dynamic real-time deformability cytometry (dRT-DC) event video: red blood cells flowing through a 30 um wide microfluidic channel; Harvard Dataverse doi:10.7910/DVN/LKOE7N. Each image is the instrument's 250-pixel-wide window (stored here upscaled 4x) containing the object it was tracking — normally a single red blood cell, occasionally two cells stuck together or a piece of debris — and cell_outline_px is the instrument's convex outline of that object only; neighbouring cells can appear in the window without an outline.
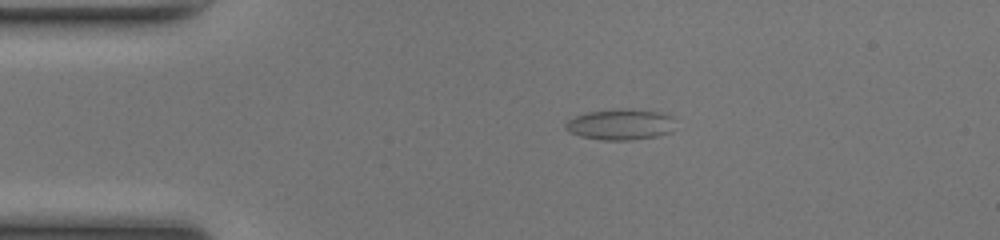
{"species": "common noctule bat (a hibernating species)", "species_latin": "Nyctalus noctula", "temperature_condition": "room temperature", "stored_images_in_passage": 41, "camera_frame_rate_fps": 3000, "um_per_image_px": 0.085, "animal": {"sex": "female", "body_mass_g": 17.0, "forearm_length_mm": 48.0}, "frame": {"image": 1, "passage_image": 1, "time_ms": 0.0, "image_size_px": [1000, 240], "cell_outline_px": [[672, 132], [656, 136], [632, 140], [604, 140], [580, 136], [564, 128], [564, 124], [568, 120], [576, 116], [588, 112], [660, 112], [672, 116]], "centroid_in_image_um": [52.71, 10.64], "position_along_channel_um": 32.3, "area_um2": 18.55}}
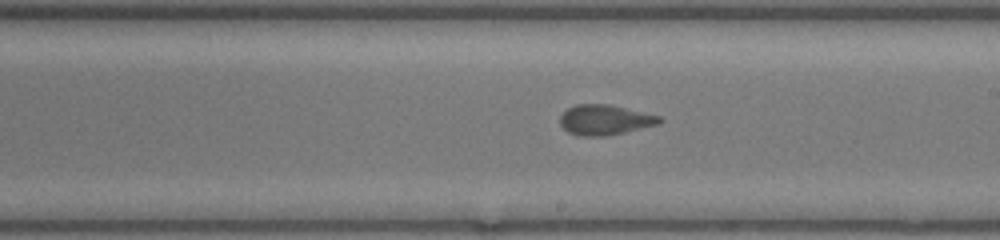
{"frame": {"image": 2, "passage_image": 19, "time_ms": 6.0, "image_size_px": [1000, 240], "cell_outline_px": [[664, 120], [660, 124], [624, 132], [604, 136], [580, 136], [568, 132], [560, 124], [560, 116], [568, 108], [576, 104], [608, 104], [660, 116]], "centroid_in_image_um": [51.42, 10.19], "position_along_channel_um": 237.6, "area_um2": 17.4}}
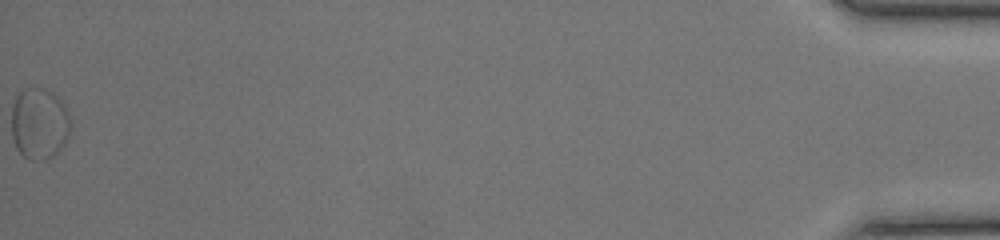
{"frame": {"image": 3, "passage_image": 41, "time_ms": 13.333, "image_size_px": [1000, 240], "cell_outline_px": [[72, 124], [68, 136], [64, 144], [52, 156], [44, 160], [28, 160], [16, 148], [12, 136], [12, 104], [16, 96], [24, 88], [40, 88], [52, 92], [64, 104]], "centroid_in_image_um": [3.33, 10.51], "position_along_channel_um": 431.9, "area_um2": 24.62}, "authors_computed_cell_mechanics": {"area_um2": 17.2822, "velocity_mm_per_s": 4.1542, "shape_relaxation_time_tau1_ms": null, "shape_relaxation_time_tau2_ms": 1.2035, "deformation_change_tau1": null, "deformation_change_tau2": 0.0864}}